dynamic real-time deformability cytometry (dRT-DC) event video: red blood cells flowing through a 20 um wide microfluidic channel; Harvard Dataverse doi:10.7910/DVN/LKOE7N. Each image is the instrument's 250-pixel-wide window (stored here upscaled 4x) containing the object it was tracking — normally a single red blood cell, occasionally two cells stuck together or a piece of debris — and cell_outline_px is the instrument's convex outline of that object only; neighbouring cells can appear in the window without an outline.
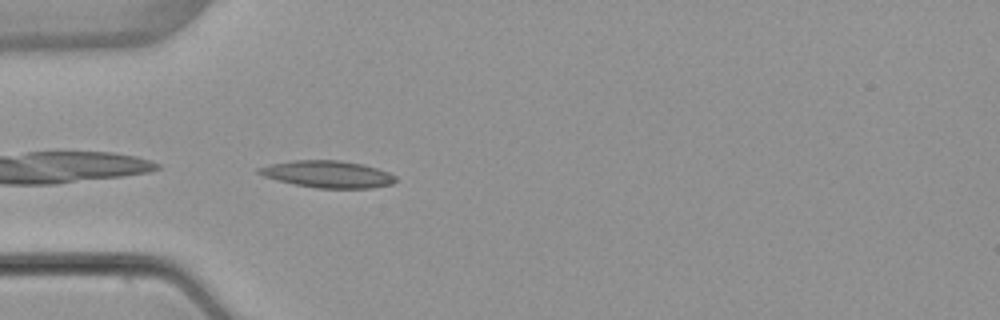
{"species": "common noctule bat (a hibernating species)", "species_latin": "Nyctalus noctula", "temperature_condition": "warm", "stored_images_in_passage": 5, "camera_frame_rate_fps": 3000, "um_per_image_px": 0.085, "animal": {"sex": "female", "body_mass_g": 22.7, "forearm_length_mm": 54.2}, "frame": {"image": 1, "passage_image": 5, "time_ms": 4.667, "image_size_px": [1000, 320], "cell_outline_px": [[396, 180], [392, 184], [372, 188], [316, 188], [276, 180], [264, 176], [256, 172], [256, 168], [268, 164], [292, 160], [340, 160], [364, 164], [388, 172], [396, 176]], "centroid_in_image_um": [27.83, 14.8], "position_along_channel_um": 57.2, "area_um2": 21.62}}